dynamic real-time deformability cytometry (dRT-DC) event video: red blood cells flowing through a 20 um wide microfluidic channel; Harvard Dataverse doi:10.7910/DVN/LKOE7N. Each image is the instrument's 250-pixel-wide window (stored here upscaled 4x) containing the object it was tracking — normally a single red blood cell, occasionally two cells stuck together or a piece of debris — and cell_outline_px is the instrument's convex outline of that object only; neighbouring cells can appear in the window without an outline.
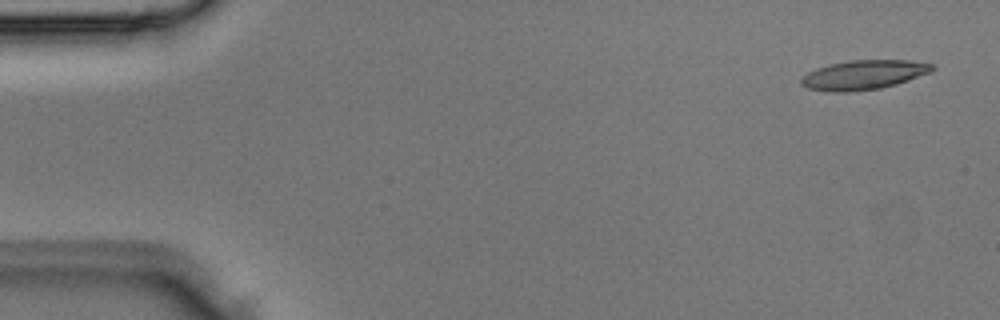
{"species": "Egyptian fruit bat (a non-hibernating species)", "species_latin": "Rousettus aegyptiacus", "temperature_condition": "room temperature", "stored_images_in_passage": 4, "segment_of_instrument_passage": [2, 2], "camera_frame_rate_fps": 3000, "um_per_image_px": 0.085, "animal": {"sex": "male"}, "frame": {"image": 1, "passage_image": 4, "time_ms": 1.0, "image_size_px": [1000, 320], "cell_outline_px": [[936, 68], [932, 72], [896, 84], [880, 88], [848, 92], [836, 92], [808, 88], [800, 84], [800, 80], [808, 72], [816, 68], [828, 64], [848, 60], [908, 60], [932, 64]], "centroid_in_image_um": [73.42, 6.35], "position_along_channel_um": 11.6, "area_um2": 22.43}}